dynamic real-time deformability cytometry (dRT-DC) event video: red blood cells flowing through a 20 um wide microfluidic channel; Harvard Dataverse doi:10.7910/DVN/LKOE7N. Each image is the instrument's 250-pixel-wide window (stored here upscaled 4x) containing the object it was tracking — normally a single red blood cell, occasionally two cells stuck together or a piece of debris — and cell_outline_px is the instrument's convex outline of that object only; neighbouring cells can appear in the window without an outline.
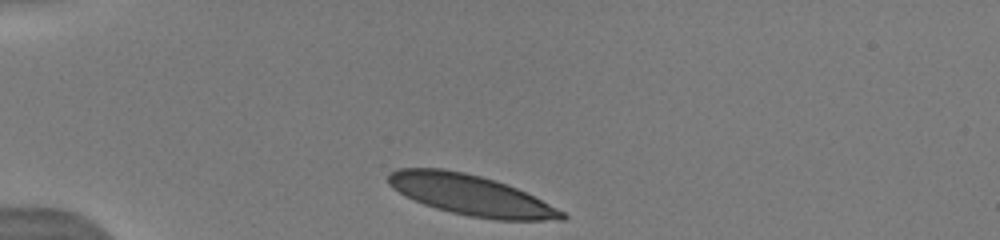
{"species": "human", "species_latin": "Homo sapiens", "temperature_condition": "warm", "stored_images_in_passage": 7, "camera_frame_rate_fps": 3000, "um_per_image_px": 0.085, "donor": {"sex": "male"}, "frame": {"image": 1, "passage_image": 1, "time_ms": 0.0, "image_size_px": [1000, 240], "cell_outline_px": [[568, 216], [564, 220], [496, 220], [468, 216], [436, 208], [424, 204], [404, 196], [392, 188], [388, 184], [388, 172], [396, 168], [440, 168], [464, 172], [496, 180], [508, 184], [564, 212]], "centroid_in_image_um": [39.97, 16.57], "position_along_channel_um": 45.0, "area_um2": 40.81}}